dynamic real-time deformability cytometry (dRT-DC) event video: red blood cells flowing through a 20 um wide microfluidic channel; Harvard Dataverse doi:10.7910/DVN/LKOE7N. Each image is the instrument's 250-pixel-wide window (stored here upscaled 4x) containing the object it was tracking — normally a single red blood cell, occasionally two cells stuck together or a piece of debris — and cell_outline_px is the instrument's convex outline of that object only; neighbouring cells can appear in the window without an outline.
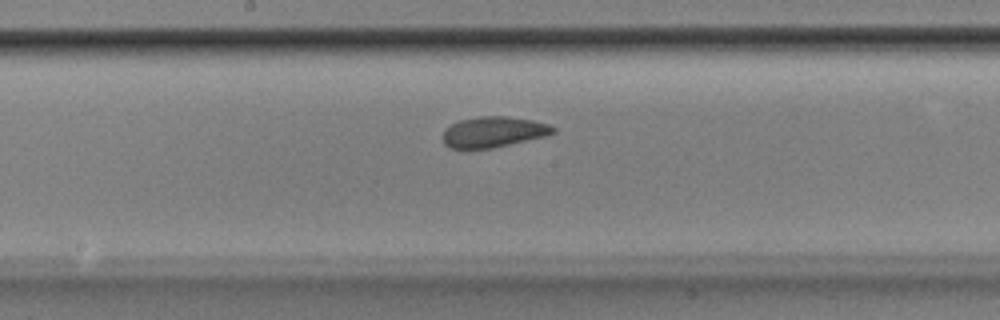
{"species": "Egyptian fruit bat (a non-hibernating species)", "species_latin": "Rousettus aegyptiacus", "temperature_condition": "room temperature", "stored_images_in_passage": 37, "camera_frame_rate_fps": 3000, "um_per_image_px": 0.085, "animal": {"sex": "male"}, "frame": {"image": 1, "passage_image": 21, "time_ms": 6.667, "image_size_px": [1000, 320], "cell_outline_px": [[556, 132], [548, 136], [492, 148], [448, 148], [444, 144], [440, 136], [444, 128], [460, 120], [480, 116], [508, 116], [532, 120], [548, 124], [556, 128]], "centroid_in_image_um": [41.93, 11.22], "position_along_channel_um": 206.3, "area_um2": 20.0}}
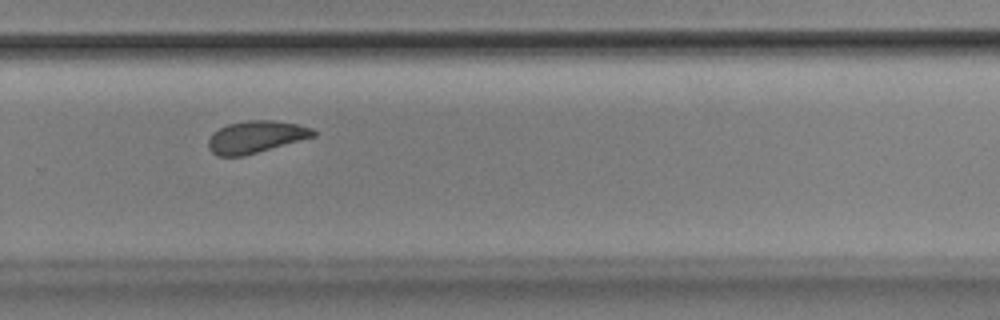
{"frame": {"image": 2, "passage_image": 29, "time_ms": 9.333, "image_size_px": [1000, 320], "cell_outline_px": [[316, 136], [244, 156], [216, 156], [208, 148], [208, 140], [212, 132], [228, 124], [248, 120], [272, 120], [296, 124], [312, 128], [316, 132]], "centroid_in_image_um": [21.73, 11.64], "position_along_channel_um": 308.1, "area_um2": 19.65}}
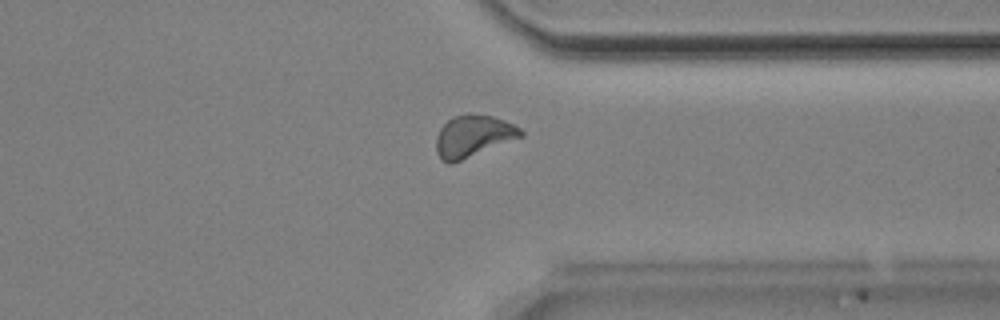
{"frame": {"image": 3, "passage_image": 34, "time_ms": 11.0, "image_size_px": [1000, 320], "cell_outline_px": [[524, 136], [452, 164], [448, 164], [436, 152], [436, 136], [440, 128], [452, 116], [468, 112], [492, 116], [504, 120], [520, 128], [524, 132]], "centroid_in_image_um": [40.21, 11.55], "position_along_channel_um": 371.2, "area_um2": 20.81}}